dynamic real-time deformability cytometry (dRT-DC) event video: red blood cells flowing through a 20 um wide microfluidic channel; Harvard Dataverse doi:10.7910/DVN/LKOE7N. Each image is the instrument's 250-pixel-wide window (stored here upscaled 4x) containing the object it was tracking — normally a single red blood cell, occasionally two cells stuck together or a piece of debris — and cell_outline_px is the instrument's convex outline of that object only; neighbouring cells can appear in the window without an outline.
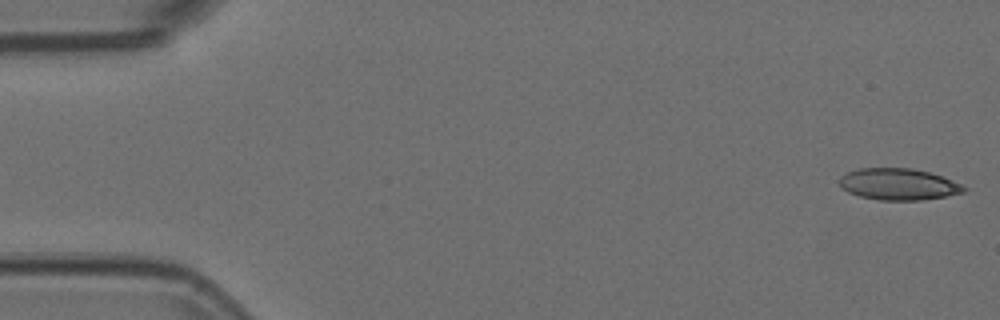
{"species": "Egyptian fruit bat (a non-hibernating species)", "species_latin": "Rousettus aegyptiacus", "temperature_condition": "room temperature", "stored_images_in_passage": 54, "camera_frame_rate_fps": 3000, "um_per_image_px": 0.085, "animal": {"sex": "female"}, "frame": {"image": 1, "passage_image": 1, "time_ms": 0.0, "image_size_px": [1000, 320], "cell_outline_px": [[968, 188], [964, 192], [944, 196], [920, 200], [880, 200], [860, 196], [848, 192], [840, 188], [840, 176], [856, 168], [912, 168], [928, 172], [940, 176], [960, 184]], "centroid_in_image_um": [76.32, 15.65], "position_along_channel_um": 8.7, "area_um2": 22.72}}
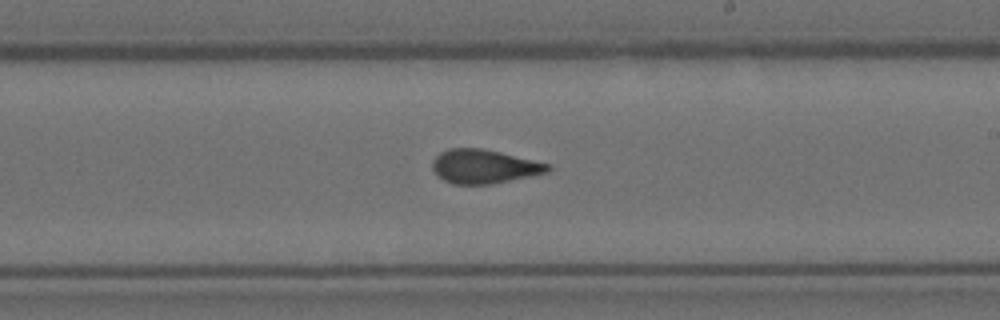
{"frame": {"image": 2, "passage_image": 31, "time_ms": 10.0, "image_size_px": [1000, 320], "cell_outline_px": [[552, 168], [548, 172], [492, 184], [452, 184], [444, 180], [432, 168], [432, 160], [440, 152], [448, 148], [480, 148], [500, 152], [552, 164]], "centroid_in_image_um": [41.16, 14.14], "position_along_channel_um": 247.8, "area_um2": 22.77}}
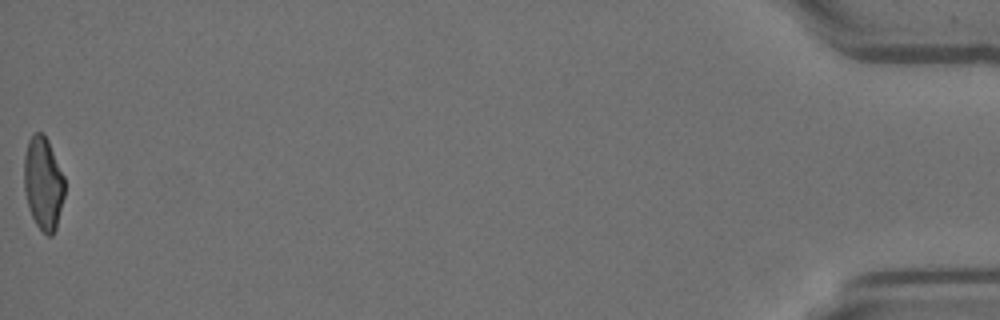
{"frame": {"image": 3, "passage_image": 54, "time_ms": 17.667, "image_size_px": [1000, 320], "cell_outline_px": [[64, 196], [56, 228], [52, 236], [48, 236], [36, 224], [28, 208], [24, 192], [24, 156], [28, 140], [36, 132], [40, 132], [48, 140], [64, 176]], "centroid_in_image_um": [3.66, 15.59], "position_along_channel_um": 431.5, "area_um2": 21.91}, "authors_computed_cell_mechanics": {"area_um2": 22.9466, "velocity_mm_per_s": 3.7355, "shape_relaxation_time_tau1_ms": null, "shape_relaxation_time_tau2_ms": 1.4828, "deformation_change_tau1": null, "deformation_change_tau2": 0.0908}}